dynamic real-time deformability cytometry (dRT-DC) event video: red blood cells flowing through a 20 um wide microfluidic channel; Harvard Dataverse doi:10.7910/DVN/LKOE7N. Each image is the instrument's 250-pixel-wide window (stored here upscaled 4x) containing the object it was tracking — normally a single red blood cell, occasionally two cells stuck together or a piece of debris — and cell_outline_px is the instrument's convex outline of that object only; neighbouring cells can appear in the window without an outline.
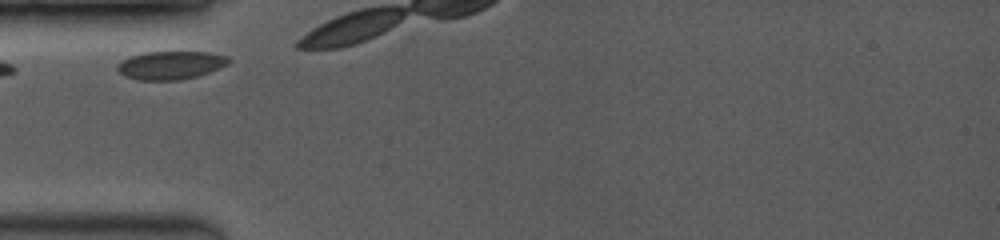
{"species": "common noctule bat (a hibernating species)", "species_latin": "Nyctalus noctula", "temperature_condition": "room temperature", "stored_images_in_passage": 4, "camera_frame_rate_fps": 3500, "um_per_image_px": 0.085, "animal": {"sex": "female", "body_mass_g": 19.0, "forearm_length_mm": 53.3}, "frame": {"image": 1, "passage_image": 1, "time_ms": 0.0, "image_size_px": [1000, 240], "cell_outline_px": [[232, 60], [228, 64], [220, 68], [196, 76], [180, 80], [140, 80], [124, 76], [116, 68], [116, 64], [132, 56], [144, 52], [208, 52], [228, 56]], "centroid_in_image_um": [14.52, 5.54], "position_along_channel_um": 70.5, "area_um2": 18.26}}